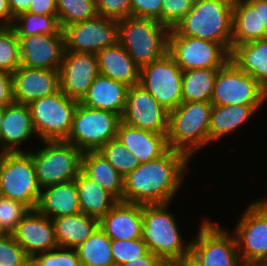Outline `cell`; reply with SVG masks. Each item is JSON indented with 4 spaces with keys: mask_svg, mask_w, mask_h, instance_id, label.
<instances>
[{
    "mask_svg": "<svg viewBox=\"0 0 267 266\" xmlns=\"http://www.w3.org/2000/svg\"><path fill=\"white\" fill-rule=\"evenodd\" d=\"M189 162L185 153L169 148L159 158L140 163L124 176L123 202L170 203L184 180Z\"/></svg>",
    "mask_w": 267,
    "mask_h": 266,
    "instance_id": "1",
    "label": "cell"
},
{
    "mask_svg": "<svg viewBox=\"0 0 267 266\" xmlns=\"http://www.w3.org/2000/svg\"><path fill=\"white\" fill-rule=\"evenodd\" d=\"M234 0H195L192 9L172 29L182 36L198 37L232 50Z\"/></svg>",
    "mask_w": 267,
    "mask_h": 266,
    "instance_id": "2",
    "label": "cell"
},
{
    "mask_svg": "<svg viewBox=\"0 0 267 266\" xmlns=\"http://www.w3.org/2000/svg\"><path fill=\"white\" fill-rule=\"evenodd\" d=\"M211 102H181L169 111L168 147L185 153L190 159L209 144Z\"/></svg>",
    "mask_w": 267,
    "mask_h": 266,
    "instance_id": "3",
    "label": "cell"
},
{
    "mask_svg": "<svg viewBox=\"0 0 267 266\" xmlns=\"http://www.w3.org/2000/svg\"><path fill=\"white\" fill-rule=\"evenodd\" d=\"M119 45L141 69L168 53L170 29L154 19L127 17L118 20Z\"/></svg>",
    "mask_w": 267,
    "mask_h": 266,
    "instance_id": "4",
    "label": "cell"
},
{
    "mask_svg": "<svg viewBox=\"0 0 267 266\" xmlns=\"http://www.w3.org/2000/svg\"><path fill=\"white\" fill-rule=\"evenodd\" d=\"M168 205H143L142 239L149 251L164 264L188 257L190 241L183 244L174 215L167 211Z\"/></svg>",
    "mask_w": 267,
    "mask_h": 266,
    "instance_id": "5",
    "label": "cell"
},
{
    "mask_svg": "<svg viewBox=\"0 0 267 266\" xmlns=\"http://www.w3.org/2000/svg\"><path fill=\"white\" fill-rule=\"evenodd\" d=\"M40 193L32 156L28 152H0V195L34 210Z\"/></svg>",
    "mask_w": 267,
    "mask_h": 266,
    "instance_id": "6",
    "label": "cell"
},
{
    "mask_svg": "<svg viewBox=\"0 0 267 266\" xmlns=\"http://www.w3.org/2000/svg\"><path fill=\"white\" fill-rule=\"evenodd\" d=\"M44 147L28 152L41 189L74 180L81 172L83 152L65 140L43 141Z\"/></svg>",
    "mask_w": 267,
    "mask_h": 266,
    "instance_id": "7",
    "label": "cell"
},
{
    "mask_svg": "<svg viewBox=\"0 0 267 266\" xmlns=\"http://www.w3.org/2000/svg\"><path fill=\"white\" fill-rule=\"evenodd\" d=\"M78 103L59 90L28 104L38 138L42 142L66 140Z\"/></svg>",
    "mask_w": 267,
    "mask_h": 266,
    "instance_id": "8",
    "label": "cell"
},
{
    "mask_svg": "<svg viewBox=\"0 0 267 266\" xmlns=\"http://www.w3.org/2000/svg\"><path fill=\"white\" fill-rule=\"evenodd\" d=\"M121 116L78 103L70 133L65 141L80 151H98L109 140L115 139Z\"/></svg>",
    "mask_w": 267,
    "mask_h": 266,
    "instance_id": "9",
    "label": "cell"
},
{
    "mask_svg": "<svg viewBox=\"0 0 267 266\" xmlns=\"http://www.w3.org/2000/svg\"><path fill=\"white\" fill-rule=\"evenodd\" d=\"M190 240L189 256L198 266H239L241 258L234 234L205 220ZM222 228V229H221Z\"/></svg>",
    "mask_w": 267,
    "mask_h": 266,
    "instance_id": "10",
    "label": "cell"
},
{
    "mask_svg": "<svg viewBox=\"0 0 267 266\" xmlns=\"http://www.w3.org/2000/svg\"><path fill=\"white\" fill-rule=\"evenodd\" d=\"M266 100L267 90L231 60L218 69L211 97L213 105H263Z\"/></svg>",
    "mask_w": 267,
    "mask_h": 266,
    "instance_id": "11",
    "label": "cell"
},
{
    "mask_svg": "<svg viewBox=\"0 0 267 266\" xmlns=\"http://www.w3.org/2000/svg\"><path fill=\"white\" fill-rule=\"evenodd\" d=\"M168 54L182 71L197 68H222L230 52L220 43L182 36L172 29L168 35Z\"/></svg>",
    "mask_w": 267,
    "mask_h": 266,
    "instance_id": "12",
    "label": "cell"
},
{
    "mask_svg": "<svg viewBox=\"0 0 267 266\" xmlns=\"http://www.w3.org/2000/svg\"><path fill=\"white\" fill-rule=\"evenodd\" d=\"M65 51L97 54L109 46L119 45L118 20L96 15L65 26Z\"/></svg>",
    "mask_w": 267,
    "mask_h": 266,
    "instance_id": "13",
    "label": "cell"
},
{
    "mask_svg": "<svg viewBox=\"0 0 267 266\" xmlns=\"http://www.w3.org/2000/svg\"><path fill=\"white\" fill-rule=\"evenodd\" d=\"M183 71L167 53L161 59L140 69L139 84L167 111L175 109L182 101Z\"/></svg>",
    "mask_w": 267,
    "mask_h": 266,
    "instance_id": "14",
    "label": "cell"
},
{
    "mask_svg": "<svg viewBox=\"0 0 267 266\" xmlns=\"http://www.w3.org/2000/svg\"><path fill=\"white\" fill-rule=\"evenodd\" d=\"M234 230L241 260H267V198L250 203Z\"/></svg>",
    "mask_w": 267,
    "mask_h": 266,
    "instance_id": "15",
    "label": "cell"
},
{
    "mask_svg": "<svg viewBox=\"0 0 267 266\" xmlns=\"http://www.w3.org/2000/svg\"><path fill=\"white\" fill-rule=\"evenodd\" d=\"M168 119L169 111L140 84L128 88L122 122L155 133H167Z\"/></svg>",
    "mask_w": 267,
    "mask_h": 266,
    "instance_id": "16",
    "label": "cell"
},
{
    "mask_svg": "<svg viewBox=\"0 0 267 266\" xmlns=\"http://www.w3.org/2000/svg\"><path fill=\"white\" fill-rule=\"evenodd\" d=\"M98 75V60L95 54L64 52L59 69L60 90L69 98L80 102Z\"/></svg>",
    "mask_w": 267,
    "mask_h": 266,
    "instance_id": "17",
    "label": "cell"
},
{
    "mask_svg": "<svg viewBox=\"0 0 267 266\" xmlns=\"http://www.w3.org/2000/svg\"><path fill=\"white\" fill-rule=\"evenodd\" d=\"M20 41L21 66L59 70L65 52L62 29L57 34L17 37Z\"/></svg>",
    "mask_w": 267,
    "mask_h": 266,
    "instance_id": "18",
    "label": "cell"
},
{
    "mask_svg": "<svg viewBox=\"0 0 267 266\" xmlns=\"http://www.w3.org/2000/svg\"><path fill=\"white\" fill-rule=\"evenodd\" d=\"M14 102H31L60 90L59 70L19 66L12 73Z\"/></svg>",
    "mask_w": 267,
    "mask_h": 266,
    "instance_id": "19",
    "label": "cell"
},
{
    "mask_svg": "<svg viewBox=\"0 0 267 266\" xmlns=\"http://www.w3.org/2000/svg\"><path fill=\"white\" fill-rule=\"evenodd\" d=\"M12 235L30 258L58 247L52 219L36 209L27 212Z\"/></svg>",
    "mask_w": 267,
    "mask_h": 266,
    "instance_id": "20",
    "label": "cell"
},
{
    "mask_svg": "<svg viewBox=\"0 0 267 266\" xmlns=\"http://www.w3.org/2000/svg\"><path fill=\"white\" fill-rule=\"evenodd\" d=\"M143 205L118 201L100 220L99 227L116 240L142 237Z\"/></svg>",
    "mask_w": 267,
    "mask_h": 266,
    "instance_id": "21",
    "label": "cell"
},
{
    "mask_svg": "<svg viewBox=\"0 0 267 266\" xmlns=\"http://www.w3.org/2000/svg\"><path fill=\"white\" fill-rule=\"evenodd\" d=\"M34 134L36 132L28 105L12 102L4 107L0 133L1 153L25 152L19 146Z\"/></svg>",
    "mask_w": 267,
    "mask_h": 266,
    "instance_id": "22",
    "label": "cell"
},
{
    "mask_svg": "<svg viewBox=\"0 0 267 266\" xmlns=\"http://www.w3.org/2000/svg\"><path fill=\"white\" fill-rule=\"evenodd\" d=\"M166 135L135 128L121 121L116 138L140 163H145L159 158L169 149Z\"/></svg>",
    "mask_w": 267,
    "mask_h": 266,
    "instance_id": "23",
    "label": "cell"
},
{
    "mask_svg": "<svg viewBox=\"0 0 267 266\" xmlns=\"http://www.w3.org/2000/svg\"><path fill=\"white\" fill-rule=\"evenodd\" d=\"M129 86L99 74L91 83L80 103L122 116Z\"/></svg>",
    "mask_w": 267,
    "mask_h": 266,
    "instance_id": "24",
    "label": "cell"
},
{
    "mask_svg": "<svg viewBox=\"0 0 267 266\" xmlns=\"http://www.w3.org/2000/svg\"><path fill=\"white\" fill-rule=\"evenodd\" d=\"M267 37L261 25L260 0H234L232 17V48L235 45Z\"/></svg>",
    "mask_w": 267,
    "mask_h": 266,
    "instance_id": "25",
    "label": "cell"
},
{
    "mask_svg": "<svg viewBox=\"0 0 267 266\" xmlns=\"http://www.w3.org/2000/svg\"><path fill=\"white\" fill-rule=\"evenodd\" d=\"M36 210L50 219L80 213L75 180L41 189Z\"/></svg>",
    "mask_w": 267,
    "mask_h": 266,
    "instance_id": "26",
    "label": "cell"
},
{
    "mask_svg": "<svg viewBox=\"0 0 267 266\" xmlns=\"http://www.w3.org/2000/svg\"><path fill=\"white\" fill-rule=\"evenodd\" d=\"M96 56L99 74L129 87L139 84L140 68L121 45L106 47Z\"/></svg>",
    "mask_w": 267,
    "mask_h": 266,
    "instance_id": "27",
    "label": "cell"
},
{
    "mask_svg": "<svg viewBox=\"0 0 267 266\" xmlns=\"http://www.w3.org/2000/svg\"><path fill=\"white\" fill-rule=\"evenodd\" d=\"M81 172L111 193L118 201H123L124 177L99 151L83 152Z\"/></svg>",
    "mask_w": 267,
    "mask_h": 266,
    "instance_id": "28",
    "label": "cell"
},
{
    "mask_svg": "<svg viewBox=\"0 0 267 266\" xmlns=\"http://www.w3.org/2000/svg\"><path fill=\"white\" fill-rule=\"evenodd\" d=\"M230 60L267 90V37L235 45Z\"/></svg>",
    "mask_w": 267,
    "mask_h": 266,
    "instance_id": "29",
    "label": "cell"
},
{
    "mask_svg": "<svg viewBox=\"0 0 267 266\" xmlns=\"http://www.w3.org/2000/svg\"><path fill=\"white\" fill-rule=\"evenodd\" d=\"M262 105H213L209 124V143L239 129Z\"/></svg>",
    "mask_w": 267,
    "mask_h": 266,
    "instance_id": "30",
    "label": "cell"
},
{
    "mask_svg": "<svg viewBox=\"0 0 267 266\" xmlns=\"http://www.w3.org/2000/svg\"><path fill=\"white\" fill-rule=\"evenodd\" d=\"M58 247L76 248L99 227V220L83 213L52 219Z\"/></svg>",
    "mask_w": 267,
    "mask_h": 266,
    "instance_id": "31",
    "label": "cell"
},
{
    "mask_svg": "<svg viewBox=\"0 0 267 266\" xmlns=\"http://www.w3.org/2000/svg\"><path fill=\"white\" fill-rule=\"evenodd\" d=\"M74 180L81 213L100 220L118 202L111 193L90 180L82 172Z\"/></svg>",
    "mask_w": 267,
    "mask_h": 266,
    "instance_id": "32",
    "label": "cell"
},
{
    "mask_svg": "<svg viewBox=\"0 0 267 266\" xmlns=\"http://www.w3.org/2000/svg\"><path fill=\"white\" fill-rule=\"evenodd\" d=\"M218 69L220 68H197L183 71V102H211Z\"/></svg>",
    "mask_w": 267,
    "mask_h": 266,
    "instance_id": "33",
    "label": "cell"
},
{
    "mask_svg": "<svg viewBox=\"0 0 267 266\" xmlns=\"http://www.w3.org/2000/svg\"><path fill=\"white\" fill-rule=\"evenodd\" d=\"M81 266H111L114 259L111 251V238L98 227L90 237L75 248Z\"/></svg>",
    "mask_w": 267,
    "mask_h": 266,
    "instance_id": "34",
    "label": "cell"
},
{
    "mask_svg": "<svg viewBox=\"0 0 267 266\" xmlns=\"http://www.w3.org/2000/svg\"><path fill=\"white\" fill-rule=\"evenodd\" d=\"M15 23L12 28L17 37H27L36 34H57L61 28L58 22V16H46L23 12L14 18Z\"/></svg>",
    "mask_w": 267,
    "mask_h": 266,
    "instance_id": "35",
    "label": "cell"
},
{
    "mask_svg": "<svg viewBox=\"0 0 267 266\" xmlns=\"http://www.w3.org/2000/svg\"><path fill=\"white\" fill-rule=\"evenodd\" d=\"M60 28L97 15L96 0H56Z\"/></svg>",
    "mask_w": 267,
    "mask_h": 266,
    "instance_id": "36",
    "label": "cell"
},
{
    "mask_svg": "<svg viewBox=\"0 0 267 266\" xmlns=\"http://www.w3.org/2000/svg\"><path fill=\"white\" fill-rule=\"evenodd\" d=\"M98 151L123 177L140 164L117 138L109 140Z\"/></svg>",
    "mask_w": 267,
    "mask_h": 266,
    "instance_id": "37",
    "label": "cell"
},
{
    "mask_svg": "<svg viewBox=\"0 0 267 266\" xmlns=\"http://www.w3.org/2000/svg\"><path fill=\"white\" fill-rule=\"evenodd\" d=\"M20 65V41L12 27H5L0 31V69L13 73Z\"/></svg>",
    "mask_w": 267,
    "mask_h": 266,
    "instance_id": "38",
    "label": "cell"
},
{
    "mask_svg": "<svg viewBox=\"0 0 267 266\" xmlns=\"http://www.w3.org/2000/svg\"><path fill=\"white\" fill-rule=\"evenodd\" d=\"M30 266H81L75 248L56 247L31 258Z\"/></svg>",
    "mask_w": 267,
    "mask_h": 266,
    "instance_id": "39",
    "label": "cell"
},
{
    "mask_svg": "<svg viewBox=\"0 0 267 266\" xmlns=\"http://www.w3.org/2000/svg\"><path fill=\"white\" fill-rule=\"evenodd\" d=\"M111 251L114 264L120 266L134 259H141L149 249L142 238L132 240L111 239Z\"/></svg>",
    "mask_w": 267,
    "mask_h": 266,
    "instance_id": "40",
    "label": "cell"
},
{
    "mask_svg": "<svg viewBox=\"0 0 267 266\" xmlns=\"http://www.w3.org/2000/svg\"><path fill=\"white\" fill-rule=\"evenodd\" d=\"M31 258L12 234L0 236V266H30Z\"/></svg>",
    "mask_w": 267,
    "mask_h": 266,
    "instance_id": "41",
    "label": "cell"
},
{
    "mask_svg": "<svg viewBox=\"0 0 267 266\" xmlns=\"http://www.w3.org/2000/svg\"><path fill=\"white\" fill-rule=\"evenodd\" d=\"M30 209L21 202L0 195V224L7 234H12Z\"/></svg>",
    "mask_w": 267,
    "mask_h": 266,
    "instance_id": "42",
    "label": "cell"
},
{
    "mask_svg": "<svg viewBox=\"0 0 267 266\" xmlns=\"http://www.w3.org/2000/svg\"><path fill=\"white\" fill-rule=\"evenodd\" d=\"M195 0H162L161 24L173 29L192 9Z\"/></svg>",
    "mask_w": 267,
    "mask_h": 266,
    "instance_id": "43",
    "label": "cell"
},
{
    "mask_svg": "<svg viewBox=\"0 0 267 266\" xmlns=\"http://www.w3.org/2000/svg\"><path fill=\"white\" fill-rule=\"evenodd\" d=\"M97 14L121 20L131 17V0H96Z\"/></svg>",
    "mask_w": 267,
    "mask_h": 266,
    "instance_id": "44",
    "label": "cell"
},
{
    "mask_svg": "<svg viewBox=\"0 0 267 266\" xmlns=\"http://www.w3.org/2000/svg\"><path fill=\"white\" fill-rule=\"evenodd\" d=\"M162 0H131V16L161 23Z\"/></svg>",
    "mask_w": 267,
    "mask_h": 266,
    "instance_id": "45",
    "label": "cell"
},
{
    "mask_svg": "<svg viewBox=\"0 0 267 266\" xmlns=\"http://www.w3.org/2000/svg\"><path fill=\"white\" fill-rule=\"evenodd\" d=\"M14 102L12 88V73L0 69V106Z\"/></svg>",
    "mask_w": 267,
    "mask_h": 266,
    "instance_id": "46",
    "label": "cell"
},
{
    "mask_svg": "<svg viewBox=\"0 0 267 266\" xmlns=\"http://www.w3.org/2000/svg\"><path fill=\"white\" fill-rule=\"evenodd\" d=\"M27 12L46 16H57L56 0H31Z\"/></svg>",
    "mask_w": 267,
    "mask_h": 266,
    "instance_id": "47",
    "label": "cell"
},
{
    "mask_svg": "<svg viewBox=\"0 0 267 266\" xmlns=\"http://www.w3.org/2000/svg\"><path fill=\"white\" fill-rule=\"evenodd\" d=\"M155 254L148 251L145 255L141 256V259H134L128 263L120 266H165Z\"/></svg>",
    "mask_w": 267,
    "mask_h": 266,
    "instance_id": "48",
    "label": "cell"
},
{
    "mask_svg": "<svg viewBox=\"0 0 267 266\" xmlns=\"http://www.w3.org/2000/svg\"><path fill=\"white\" fill-rule=\"evenodd\" d=\"M14 17L10 11L8 0H0V23L5 27H11Z\"/></svg>",
    "mask_w": 267,
    "mask_h": 266,
    "instance_id": "49",
    "label": "cell"
},
{
    "mask_svg": "<svg viewBox=\"0 0 267 266\" xmlns=\"http://www.w3.org/2000/svg\"><path fill=\"white\" fill-rule=\"evenodd\" d=\"M8 3L12 16L15 18L17 15L29 10L31 0H8Z\"/></svg>",
    "mask_w": 267,
    "mask_h": 266,
    "instance_id": "50",
    "label": "cell"
},
{
    "mask_svg": "<svg viewBox=\"0 0 267 266\" xmlns=\"http://www.w3.org/2000/svg\"><path fill=\"white\" fill-rule=\"evenodd\" d=\"M167 266H198L190 256L174 260L166 264Z\"/></svg>",
    "mask_w": 267,
    "mask_h": 266,
    "instance_id": "51",
    "label": "cell"
},
{
    "mask_svg": "<svg viewBox=\"0 0 267 266\" xmlns=\"http://www.w3.org/2000/svg\"><path fill=\"white\" fill-rule=\"evenodd\" d=\"M261 25H264L267 31V0H260Z\"/></svg>",
    "mask_w": 267,
    "mask_h": 266,
    "instance_id": "52",
    "label": "cell"
},
{
    "mask_svg": "<svg viewBox=\"0 0 267 266\" xmlns=\"http://www.w3.org/2000/svg\"><path fill=\"white\" fill-rule=\"evenodd\" d=\"M239 266H267V260H241Z\"/></svg>",
    "mask_w": 267,
    "mask_h": 266,
    "instance_id": "53",
    "label": "cell"
},
{
    "mask_svg": "<svg viewBox=\"0 0 267 266\" xmlns=\"http://www.w3.org/2000/svg\"><path fill=\"white\" fill-rule=\"evenodd\" d=\"M3 115H4V107L0 106V133H1Z\"/></svg>",
    "mask_w": 267,
    "mask_h": 266,
    "instance_id": "54",
    "label": "cell"
},
{
    "mask_svg": "<svg viewBox=\"0 0 267 266\" xmlns=\"http://www.w3.org/2000/svg\"><path fill=\"white\" fill-rule=\"evenodd\" d=\"M5 234L7 233L2 229V226L0 224V236L5 235Z\"/></svg>",
    "mask_w": 267,
    "mask_h": 266,
    "instance_id": "55",
    "label": "cell"
},
{
    "mask_svg": "<svg viewBox=\"0 0 267 266\" xmlns=\"http://www.w3.org/2000/svg\"><path fill=\"white\" fill-rule=\"evenodd\" d=\"M4 28H5V26L0 23V31L3 30Z\"/></svg>",
    "mask_w": 267,
    "mask_h": 266,
    "instance_id": "56",
    "label": "cell"
}]
</instances>
